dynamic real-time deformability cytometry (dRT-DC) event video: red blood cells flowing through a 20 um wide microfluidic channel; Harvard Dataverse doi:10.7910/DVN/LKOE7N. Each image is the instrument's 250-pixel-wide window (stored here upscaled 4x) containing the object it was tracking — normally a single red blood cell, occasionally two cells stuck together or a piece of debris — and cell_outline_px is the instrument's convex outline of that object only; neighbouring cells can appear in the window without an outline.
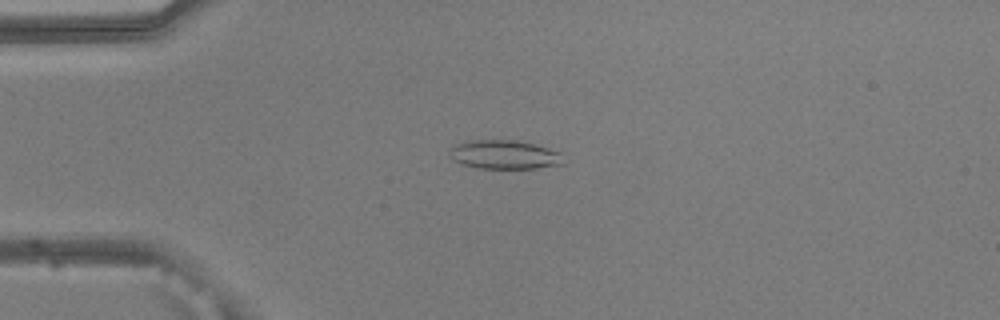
{"species": "common noctule bat (a hibernating species)", "species_latin": "Nyctalus noctula", "temperature_condition": "warm", "stored_images_in_passage": 10, "camera_frame_rate_fps": 3000, "um_per_image_px": 0.085, "animal": {"sex": "male", "body_mass_g": 20.5, "forearm_length_mm": 52.5}, "frame": {"image": 1, "passage_image": 2, "time_ms": 0.333, "image_size_px": [1000, 320], "cell_outline_px": [[564, 164], [536, 168], [480, 168], [460, 164], [452, 160], [448, 152], [448, 148], [464, 140], [516, 140], [532, 144], [560, 152]], "centroid_in_image_um": [42.79, 13.14], "position_along_channel_um": 42.2, "area_um2": 19.25}}